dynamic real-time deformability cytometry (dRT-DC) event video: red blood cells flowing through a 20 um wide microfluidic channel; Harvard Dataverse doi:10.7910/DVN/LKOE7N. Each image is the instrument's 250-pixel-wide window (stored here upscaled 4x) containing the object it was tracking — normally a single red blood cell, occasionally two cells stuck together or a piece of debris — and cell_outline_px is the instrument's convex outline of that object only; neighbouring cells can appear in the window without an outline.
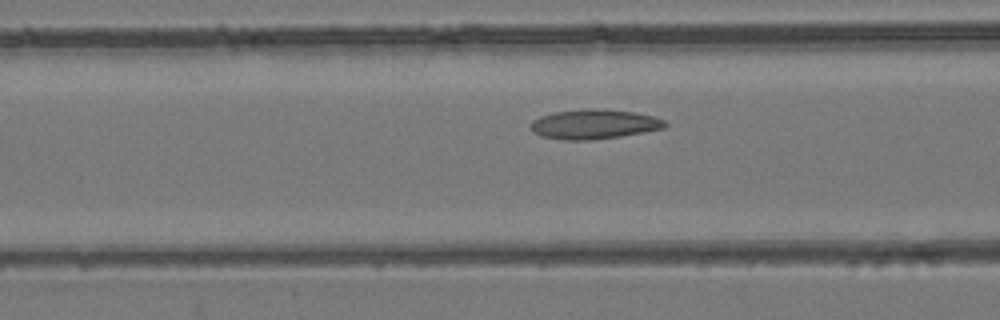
{"species": "common noctule bat (a hibernating species)", "species_latin": "Nyctalus noctula", "temperature_condition": "room temperature", "stored_images_in_passage": 23, "camera_frame_rate_fps": 3000, "um_per_image_px": 0.085, "animal": {"sex": "female", "body_mass_g": 24.6, "forearm_length_mm": 56.2}, "frame": {"image": 1, "passage_image": 10, "time_ms": 3.0, "image_size_px": [1000, 320], "cell_outline_px": [[668, 124], [664, 128], [644, 132], [620, 136], [592, 140], [564, 140], [540, 136], [532, 132], [532, 120], [540, 116], [556, 112], [584, 108], [604, 108], [636, 112], [652, 116], [664, 120]], "centroid_in_image_um": [50.5, 10.55], "position_along_channel_um": 116.1, "area_um2": 23.35}}
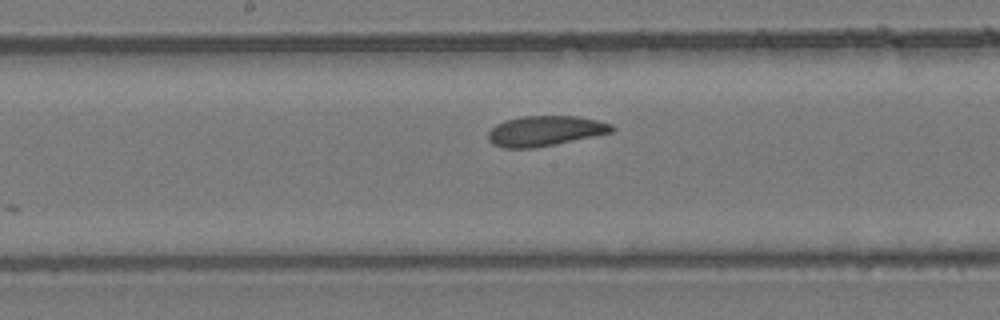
{"frame": {"image": 2, "passage_image": 16, "time_ms": 5.0, "image_size_px": [1000, 320], "cell_outline_px": [[616, 128], [612, 132], [532, 148], [504, 148], [492, 144], [488, 140], [488, 132], [496, 124], [504, 120], [524, 116], [576, 116], [596, 120], [612, 124]], "centroid_in_image_um": [46.29, 11.12], "position_along_channel_um": 201.9, "area_um2": 21.5}}
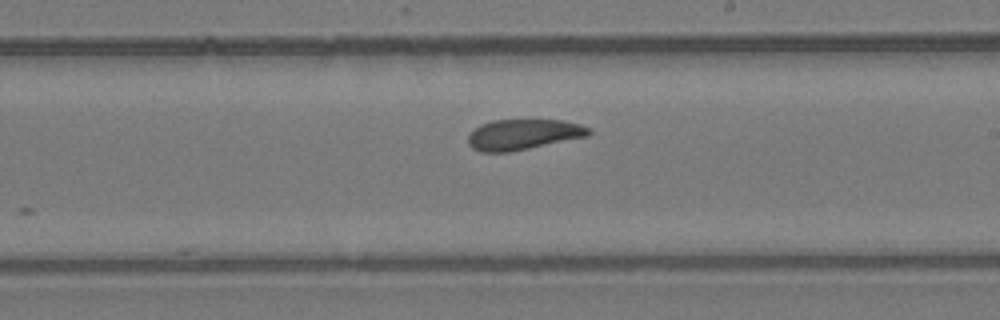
{"frame": {"image": 3, "passage_image": 19, "time_ms": 6.0, "image_size_px": [1000, 320], "cell_outline_px": [[592, 132], [588, 136], [508, 152], [480, 152], [472, 148], [468, 144], [468, 136], [480, 124], [492, 120], [564, 120], [580, 124], [592, 128]], "centroid_in_image_um": [44.49, 11.42], "position_along_channel_um": 244.5, "area_um2": 21.44}}